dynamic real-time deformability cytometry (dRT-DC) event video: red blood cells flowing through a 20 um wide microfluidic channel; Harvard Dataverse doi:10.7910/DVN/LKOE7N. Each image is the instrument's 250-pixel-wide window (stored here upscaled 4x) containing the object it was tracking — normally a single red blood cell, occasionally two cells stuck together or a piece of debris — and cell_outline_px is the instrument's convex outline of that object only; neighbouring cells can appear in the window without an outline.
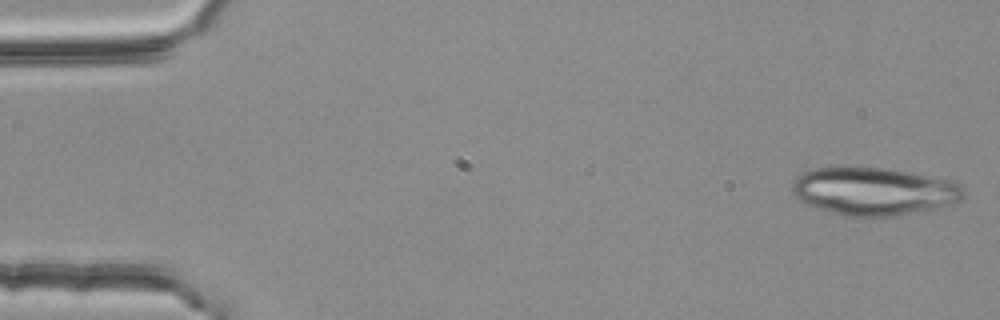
{"species": "common noctule bat (a hibernating species)", "species_latin": "Nyctalus noctula", "temperature_condition": "room temperature", "stored_images_in_passage": 16, "camera_frame_rate_fps": 3000, "um_per_image_px": 0.085, "animal": {"sex": "female", "body_mass_g": 25.1}, "frame": {"image": 1, "passage_image": 1, "time_ms": 0.0, "image_size_px": [1000, 320], "cell_outline_px": [[964, 196], [960, 200], [952, 204], [928, 212], [892, 216], [844, 216], [816, 208], [792, 196], [792, 184], [804, 172], [816, 168], [884, 168], [908, 172], [948, 180], [960, 184], [964, 192]], "centroid_in_image_um": [74.31, 16.29], "position_along_channel_um": 10.7, "area_um2": 47.69}}